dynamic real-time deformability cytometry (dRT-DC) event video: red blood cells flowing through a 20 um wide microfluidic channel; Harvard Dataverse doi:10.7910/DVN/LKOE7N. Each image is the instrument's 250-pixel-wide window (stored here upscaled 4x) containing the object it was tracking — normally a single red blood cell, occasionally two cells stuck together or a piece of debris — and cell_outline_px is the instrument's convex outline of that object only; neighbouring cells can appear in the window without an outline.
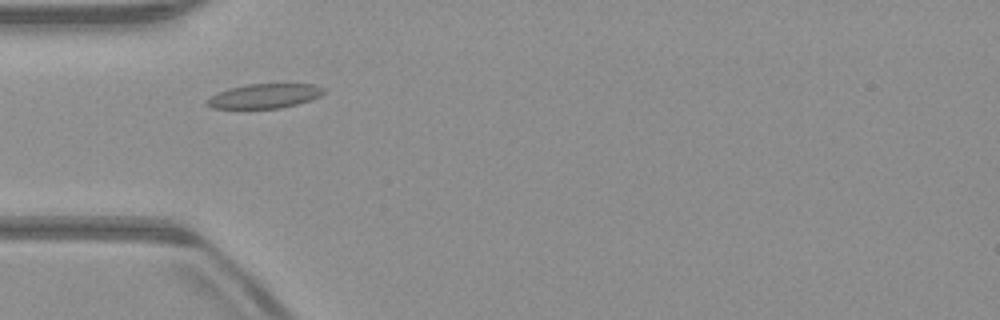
{"species": "common noctule bat (a hibernating species)", "species_latin": "Nyctalus noctula", "temperature_condition": "warm", "stored_images_in_passage": 45, "camera_frame_rate_fps": 3000, "um_per_image_px": 0.085, "animal": {"sex": "male", "body_mass_g": 23.1, "forearm_length_mm": 52.7}, "frame": {"image": 1, "passage_image": 9, "time_ms": 2.667, "image_size_px": [1000, 320], "cell_outline_px": [[328, 92], [320, 96], [296, 104], [280, 108], [212, 108], [204, 104], [204, 100], [216, 92], [228, 88], [248, 84], [312, 84], [328, 88]], "centroid_in_image_um": [22.46, 8.15], "position_along_channel_um": 62.5, "area_um2": 16.88}}
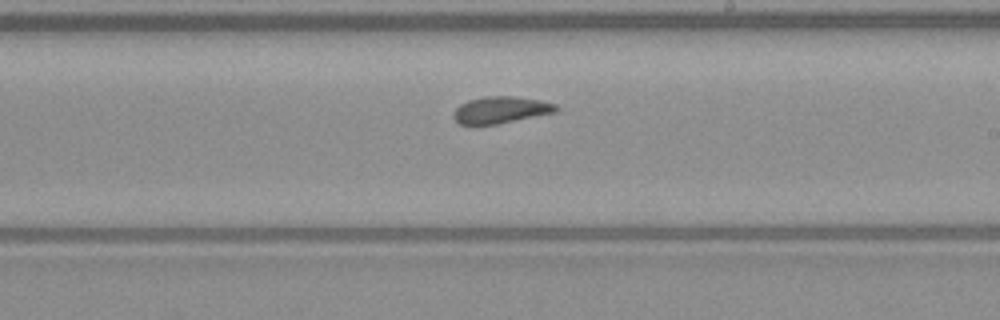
{"frame": {"image": 2, "passage_image": 23, "time_ms": 7.333, "image_size_px": [1000, 320], "cell_outline_px": [[560, 108], [556, 112], [496, 124], [460, 124], [452, 116], [452, 112], [460, 104], [468, 100], [484, 96], [512, 96], [540, 100], [556, 104]], "centroid_in_image_um": [42.56, 9.33], "position_along_channel_um": 246.4, "area_um2": 15.95}}
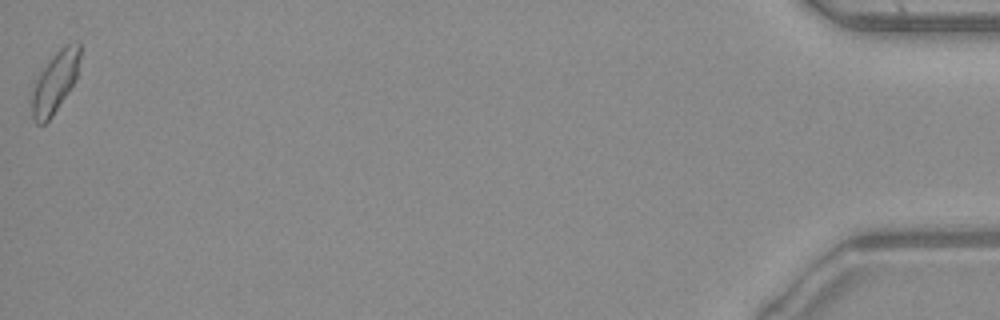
{"frame": {"image": 3, "passage_image": 45, "time_ms": 14.667, "image_size_px": [1000, 320], "cell_outline_px": [[80, 56], [76, 76], [72, 84], [52, 116], [44, 124], [36, 124], [32, 116], [32, 80], [48, 60], [64, 44], [80, 40]], "centroid_in_image_um": [4.63, 6.93], "position_along_channel_um": 430.6, "area_um2": 17.28}, "authors_computed_cell_mechanics": {"area_um2": 16.3574, "velocity_mm_per_s": 3.9574, "shape_relaxation_time_tau1_ms": null, "shape_relaxation_time_tau2_ms": 2.2657, "deformation_change_tau1": null, "deformation_change_tau2": 0.0799}}